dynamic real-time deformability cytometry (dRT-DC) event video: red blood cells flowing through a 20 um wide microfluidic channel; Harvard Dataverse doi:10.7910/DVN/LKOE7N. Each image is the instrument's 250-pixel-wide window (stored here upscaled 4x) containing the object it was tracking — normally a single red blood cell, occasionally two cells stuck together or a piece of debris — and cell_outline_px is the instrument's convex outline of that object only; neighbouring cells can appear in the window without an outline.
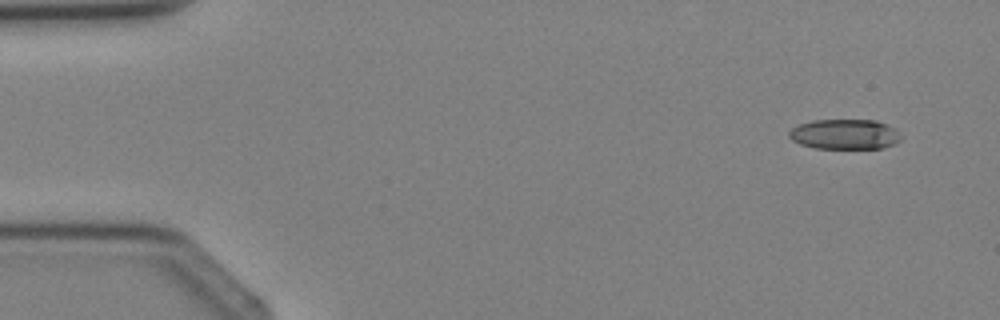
{"species": "Egyptian fruit bat (a non-hibernating species)", "species_latin": "Rousettus aegyptiacus", "temperature_condition": "cold", "stored_images_in_passage": 4, "segment_of_instrument_passage": [2, 2], "camera_frame_rate_fps": 3000, "um_per_image_px": 0.085, "animal": {"sex": "female"}, "frame": {"image": 1, "passage_image": 4, "time_ms": 3.667, "image_size_px": [1000, 320], "cell_outline_px": [[904, 136], [900, 140], [884, 148], [816, 148], [800, 144], [792, 140], [788, 136], [788, 132], [792, 128], [800, 124], [812, 120], [876, 120], [900, 132]], "centroid_in_image_um": [71.8, 11.41], "position_along_channel_um": 13.2, "area_um2": 19.59}}